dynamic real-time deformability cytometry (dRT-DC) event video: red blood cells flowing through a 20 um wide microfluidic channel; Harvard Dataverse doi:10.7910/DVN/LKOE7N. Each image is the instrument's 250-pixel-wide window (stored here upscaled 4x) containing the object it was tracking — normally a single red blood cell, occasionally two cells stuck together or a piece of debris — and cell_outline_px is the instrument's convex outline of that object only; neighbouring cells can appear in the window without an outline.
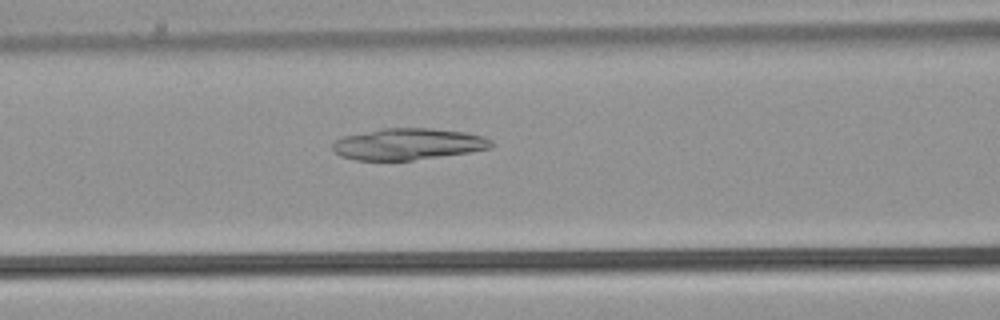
{"species": "common noctule bat (a hibernating species)", "species_latin": "Nyctalus noctula", "temperature_condition": "warm", "stored_images_in_passage": 37, "camera_frame_rate_fps": 3000, "um_per_image_px": 0.085, "animal": {"sex": "male", "body_mass_g": 21.5, "forearm_length_mm": 52.0}, "frame": {"image": 1, "passage_image": 13, "time_ms": 4.0, "image_size_px": [1000, 320], "cell_outline_px": [[484, 148], [460, 152], [408, 160], [364, 160], [348, 156], [356, 136], [380, 132], [456, 132], [476, 136]], "centroid_in_image_um": [34.95, 12.34], "position_along_channel_um": 131.7, "area_um2": 22.02}}
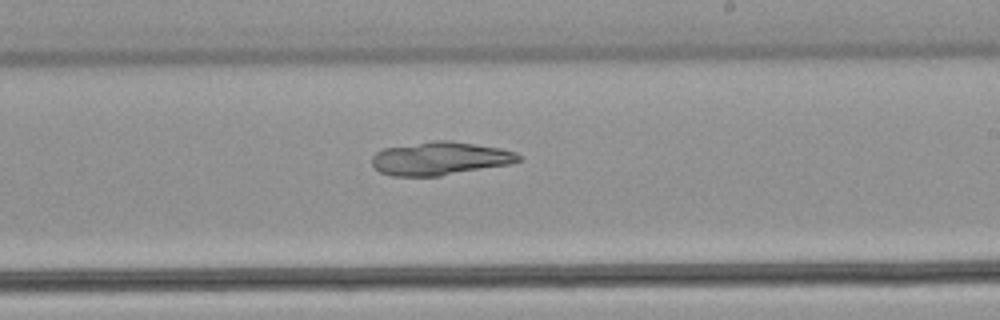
{"frame": {"image": 2, "passage_image": 22, "time_ms": 7.0, "image_size_px": [1000, 320], "cell_outline_px": [[520, 160], [504, 164], [436, 176], [404, 176], [384, 172], [376, 168], [376, 156], [380, 152], [388, 148], [424, 144], [468, 144], [492, 148], [508, 152], [516, 156]], "centroid_in_image_um": [37.37, 13.53], "position_along_channel_um": 251.6, "area_um2": 24.91}}
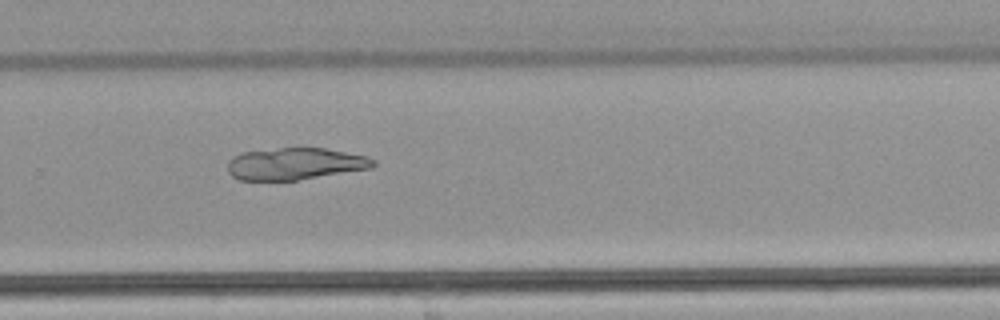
{"frame": {"image": 3, "passage_image": 26, "time_ms": 8.333, "image_size_px": [1000, 320], "cell_outline_px": [[372, 164], [364, 168], [296, 180], [244, 180], [236, 176], [232, 172], [232, 160], [248, 152], [284, 148], [320, 148], [360, 156], [372, 160]], "centroid_in_image_um": [25.06, 13.93], "position_along_channel_um": 304.7, "area_um2": 24.85}}